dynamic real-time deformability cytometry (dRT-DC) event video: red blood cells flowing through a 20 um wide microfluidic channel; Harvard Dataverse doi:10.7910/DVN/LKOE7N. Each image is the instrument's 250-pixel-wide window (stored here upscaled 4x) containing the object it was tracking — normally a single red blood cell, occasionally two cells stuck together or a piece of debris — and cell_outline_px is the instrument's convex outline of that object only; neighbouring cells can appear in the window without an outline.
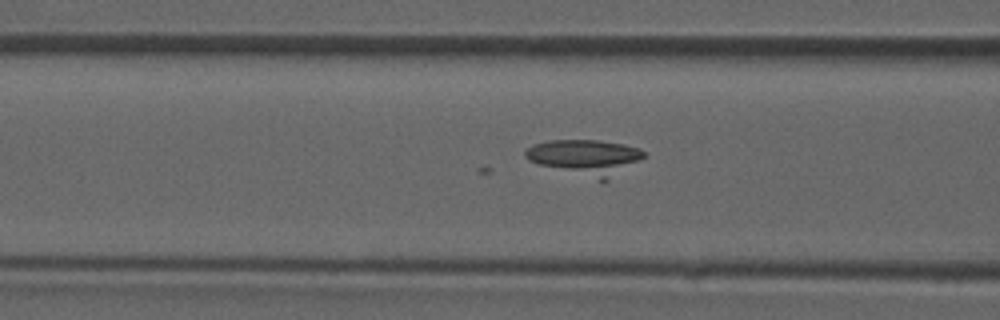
{"species": "common noctule bat (a hibernating species)", "species_latin": "Nyctalus noctula", "temperature_condition": "room temperature", "stored_images_in_passage": 48, "camera_frame_rate_fps": 3000, "um_per_image_px": 0.085, "animal": {"sex": "male", "forearm_length_mm": 52.5}, "frame": {"image": 1, "passage_image": 19, "time_ms": 6.0, "image_size_px": [1000, 320], "cell_outline_px": [[644, 156], [640, 160], [608, 180], [600, 180], [540, 164], [528, 160], [524, 156], [524, 152], [532, 144], [548, 140], [596, 140], [624, 144], [640, 148], [644, 152]], "centroid_in_image_um": [49.75, 13.33], "position_along_channel_um": 116.9, "area_um2": 23.99}}